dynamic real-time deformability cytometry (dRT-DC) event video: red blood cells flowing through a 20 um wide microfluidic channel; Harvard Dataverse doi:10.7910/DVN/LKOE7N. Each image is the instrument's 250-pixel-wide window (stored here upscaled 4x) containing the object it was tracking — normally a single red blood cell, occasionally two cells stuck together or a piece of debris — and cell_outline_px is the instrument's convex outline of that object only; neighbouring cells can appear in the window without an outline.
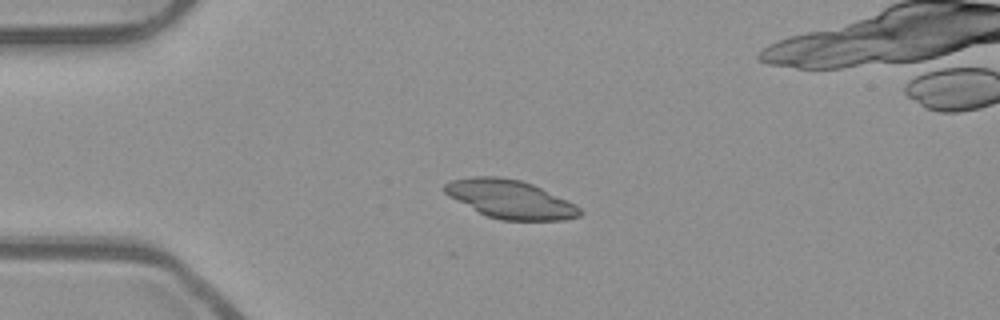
{"species": "common noctule bat (a hibernating species)", "species_latin": "Nyctalus noctula", "temperature_condition": "room temperature", "stored_images_in_passage": 42, "camera_frame_rate_fps": 3000, "um_per_image_px": 0.085, "animal": {"sex": "male", "body_mass_g": 23.1, "forearm_length_mm": 52.7}, "frame": {"image": 1, "passage_image": 1, "time_ms": 0.0, "image_size_px": [1000, 320], "cell_outline_px": [[584, 212], [580, 216], [564, 220], [500, 220], [488, 216], [448, 196], [444, 192], [444, 184], [452, 180], [472, 176], [500, 176], [520, 180], [532, 184], [576, 204]], "centroid_in_image_um": [43.39, 16.93], "position_along_channel_um": 41.6, "area_um2": 30.11}}